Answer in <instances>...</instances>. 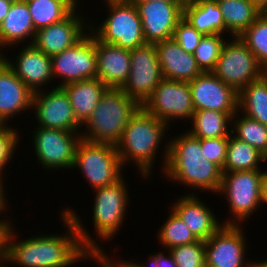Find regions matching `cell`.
<instances>
[{
	"instance_id": "obj_54",
	"label": "cell",
	"mask_w": 267,
	"mask_h": 267,
	"mask_svg": "<svg viewBox=\"0 0 267 267\" xmlns=\"http://www.w3.org/2000/svg\"><path fill=\"white\" fill-rule=\"evenodd\" d=\"M264 76L267 78V69L264 70Z\"/></svg>"
},
{
	"instance_id": "obj_40",
	"label": "cell",
	"mask_w": 267,
	"mask_h": 267,
	"mask_svg": "<svg viewBox=\"0 0 267 267\" xmlns=\"http://www.w3.org/2000/svg\"><path fill=\"white\" fill-rule=\"evenodd\" d=\"M104 249L93 250L89 252L88 258L97 262L100 267H135L131 261L123 260L114 262L113 258H109Z\"/></svg>"
},
{
	"instance_id": "obj_37",
	"label": "cell",
	"mask_w": 267,
	"mask_h": 267,
	"mask_svg": "<svg viewBox=\"0 0 267 267\" xmlns=\"http://www.w3.org/2000/svg\"><path fill=\"white\" fill-rule=\"evenodd\" d=\"M203 36L204 35L198 32L183 16L177 23L173 39L184 51L193 54Z\"/></svg>"
},
{
	"instance_id": "obj_23",
	"label": "cell",
	"mask_w": 267,
	"mask_h": 267,
	"mask_svg": "<svg viewBox=\"0 0 267 267\" xmlns=\"http://www.w3.org/2000/svg\"><path fill=\"white\" fill-rule=\"evenodd\" d=\"M33 92L7 63L0 67V119L6 124L14 115L32 108Z\"/></svg>"
},
{
	"instance_id": "obj_44",
	"label": "cell",
	"mask_w": 267,
	"mask_h": 267,
	"mask_svg": "<svg viewBox=\"0 0 267 267\" xmlns=\"http://www.w3.org/2000/svg\"><path fill=\"white\" fill-rule=\"evenodd\" d=\"M4 178H2V176H0V213H4L3 211H5L7 209V205H8V200H6L7 198H5V190H4V183H2L4 180Z\"/></svg>"
},
{
	"instance_id": "obj_25",
	"label": "cell",
	"mask_w": 267,
	"mask_h": 267,
	"mask_svg": "<svg viewBox=\"0 0 267 267\" xmlns=\"http://www.w3.org/2000/svg\"><path fill=\"white\" fill-rule=\"evenodd\" d=\"M63 88L69 96L75 117L82 126L92 116L102 95L108 89L98 78L71 83Z\"/></svg>"
},
{
	"instance_id": "obj_38",
	"label": "cell",
	"mask_w": 267,
	"mask_h": 267,
	"mask_svg": "<svg viewBox=\"0 0 267 267\" xmlns=\"http://www.w3.org/2000/svg\"><path fill=\"white\" fill-rule=\"evenodd\" d=\"M228 140L229 137L201 139L202 155L216 164L222 172L227 158Z\"/></svg>"
},
{
	"instance_id": "obj_3",
	"label": "cell",
	"mask_w": 267,
	"mask_h": 267,
	"mask_svg": "<svg viewBox=\"0 0 267 267\" xmlns=\"http://www.w3.org/2000/svg\"><path fill=\"white\" fill-rule=\"evenodd\" d=\"M169 127L141 106L128 122L120 141L116 144L123 166L131 161L135 163L142 177H151L156 153Z\"/></svg>"
},
{
	"instance_id": "obj_10",
	"label": "cell",
	"mask_w": 267,
	"mask_h": 267,
	"mask_svg": "<svg viewBox=\"0 0 267 267\" xmlns=\"http://www.w3.org/2000/svg\"><path fill=\"white\" fill-rule=\"evenodd\" d=\"M32 133L35 156L47 170L73 169L75 150L81 140V132L65 131L37 126Z\"/></svg>"
},
{
	"instance_id": "obj_1",
	"label": "cell",
	"mask_w": 267,
	"mask_h": 267,
	"mask_svg": "<svg viewBox=\"0 0 267 267\" xmlns=\"http://www.w3.org/2000/svg\"><path fill=\"white\" fill-rule=\"evenodd\" d=\"M61 215L63 225L68 229L62 235H35L19 241L15 239V229L11 226L7 236L5 264L12 265L11 267H70L79 260L90 261L89 252L102 249L100 243L91 238V234L84 228L82 218L74 209L67 207Z\"/></svg>"
},
{
	"instance_id": "obj_45",
	"label": "cell",
	"mask_w": 267,
	"mask_h": 267,
	"mask_svg": "<svg viewBox=\"0 0 267 267\" xmlns=\"http://www.w3.org/2000/svg\"><path fill=\"white\" fill-rule=\"evenodd\" d=\"M11 5L12 2L6 0H0V23L5 19Z\"/></svg>"
},
{
	"instance_id": "obj_2",
	"label": "cell",
	"mask_w": 267,
	"mask_h": 267,
	"mask_svg": "<svg viewBox=\"0 0 267 267\" xmlns=\"http://www.w3.org/2000/svg\"><path fill=\"white\" fill-rule=\"evenodd\" d=\"M174 138L163 149L162 173L177 184L217 194L223 172L202 155L201 139L192 136L187 130Z\"/></svg>"
},
{
	"instance_id": "obj_52",
	"label": "cell",
	"mask_w": 267,
	"mask_h": 267,
	"mask_svg": "<svg viewBox=\"0 0 267 267\" xmlns=\"http://www.w3.org/2000/svg\"><path fill=\"white\" fill-rule=\"evenodd\" d=\"M5 262H3V263H0V267H10V266H7L8 264H4Z\"/></svg>"
},
{
	"instance_id": "obj_33",
	"label": "cell",
	"mask_w": 267,
	"mask_h": 267,
	"mask_svg": "<svg viewBox=\"0 0 267 267\" xmlns=\"http://www.w3.org/2000/svg\"><path fill=\"white\" fill-rule=\"evenodd\" d=\"M170 211V216L166 218L167 220H165V223L163 222L162 227H159L157 233L159 243L168 250L172 247L198 241L181 218H179L172 210Z\"/></svg>"
},
{
	"instance_id": "obj_29",
	"label": "cell",
	"mask_w": 267,
	"mask_h": 267,
	"mask_svg": "<svg viewBox=\"0 0 267 267\" xmlns=\"http://www.w3.org/2000/svg\"><path fill=\"white\" fill-rule=\"evenodd\" d=\"M238 111L267 125V78L264 75L238 93Z\"/></svg>"
},
{
	"instance_id": "obj_16",
	"label": "cell",
	"mask_w": 267,
	"mask_h": 267,
	"mask_svg": "<svg viewBox=\"0 0 267 267\" xmlns=\"http://www.w3.org/2000/svg\"><path fill=\"white\" fill-rule=\"evenodd\" d=\"M142 21L146 43L157 44L173 38L178 21L183 17L186 4L155 1H133Z\"/></svg>"
},
{
	"instance_id": "obj_50",
	"label": "cell",
	"mask_w": 267,
	"mask_h": 267,
	"mask_svg": "<svg viewBox=\"0 0 267 267\" xmlns=\"http://www.w3.org/2000/svg\"><path fill=\"white\" fill-rule=\"evenodd\" d=\"M64 1H66L74 10L76 9H78L77 8V5H79L78 3H79V0H64Z\"/></svg>"
},
{
	"instance_id": "obj_9",
	"label": "cell",
	"mask_w": 267,
	"mask_h": 267,
	"mask_svg": "<svg viewBox=\"0 0 267 267\" xmlns=\"http://www.w3.org/2000/svg\"><path fill=\"white\" fill-rule=\"evenodd\" d=\"M122 177L119 181L94 189L96 193L93 204L92 221L96 235L100 240L116 236L121 228L129 203L127 185Z\"/></svg>"
},
{
	"instance_id": "obj_27",
	"label": "cell",
	"mask_w": 267,
	"mask_h": 267,
	"mask_svg": "<svg viewBox=\"0 0 267 267\" xmlns=\"http://www.w3.org/2000/svg\"><path fill=\"white\" fill-rule=\"evenodd\" d=\"M235 114L210 109L195 110L191 119L192 127L188 132L199 139L229 137L232 129L229 125H232Z\"/></svg>"
},
{
	"instance_id": "obj_53",
	"label": "cell",
	"mask_w": 267,
	"mask_h": 267,
	"mask_svg": "<svg viewBox=\"0 0 267 267\" xmlns=\"http://www.w3.org/2000/svg\"><path fill=\"white\" fill-rule=\"evenodd\" d=\"M6 1H9V2H18V1H21V0H6Z\"/></svg>"
},
{
	"instance_id": "obj_30",
	"label": "cell",
	"mask_w": 267,
	"mask_h": 267,
	"mask_svg": "<svg viewBox=\"0 0 267 267\" xmlns=\"http://www.w3.org/2000/svg\"><path fill=\"white\" fill-rule=\"evenodd\" d=\"M263 161H267V158L256 148L230 134L223 173L261 170L260 163Z\"/></svg>"
},
{
	"instance_id": "obj_13",
	"label": "cell",
	"mask_w": 267,
	"mask_h": 267,
	"mask_svg": "<svg viewBox=\"0 0 267 267\" xmlns=\"http://www.w3.org/2000/svg\"><path fill=\"white\" fill-rule=\"evenodd\" d=\"M142 107L170 126L176 119L191 120L194 107L188 82L163 78Z\"/></svg>"
},
{
	"instance_id": "obj_15",
	"label": "cell",
	"mask_w": 267,
	"mask_h": 267,
	"mask_svg": "<svg viewBox=\"0 0 267 267\" xmlns=\"http://www.w3.org/2000/svg\"><path fill=\"white\" fill-rule=\"evenodd\" d=\"M242 225L223 224L205 241L206 267H250ZM245 261L247 263H245Z\"/></svg>"
},
{
	"instance_id": "obj_12",
	"label": "cell",
	"mask_w": 267,
	"mask_h": 267,
	"mask_svg": "<svg viewBox=\"0 0 267 267\" xmlns=\"http://www.w3.org/2000/svg\"><path fill=\"white\" fill-rule=\"evenodd\" d=\"M130 58V74L120 89L142 106L163 79L157 48L145 43L130 50Z\"/></svg>"
},
{
	"instance_id": "obj_42",
	"label": "cell",
	"mask_w": 267,
	"mask_h": 267,
	"mask_svg": "<svg viewBox=\"0 0 267 267\" xmlns=\"http://www.w3.org/2000/svg\"><path fill=\"white\" fill-rule=\"evenodd\" d=\"M12 225L13 223L9 220H0V263L6 261L7 236Z\"/></svg>"
},
{
	"instance_id": "obj_48",
	"label": "cell",
	"mask_w": 267,
	"mask_h": 267,
	"mask_svg": "<svg viewBox=\"0 0 267 267\" xmlns=\"http://www.w3.org/2000/svg\"><path fill=\"white\" fill-rule=\"evenodd\" d=\"M2 48H3L2 51H4L6 47L2 44L1 39H0V67L4 66L7 63V58L9 59V57L5 56L4 54L3 55L1 54Z\"/></svg>"
},
{
	"instance_id": "obj_49",
	"label": "cell",
	"mask_w": 267,
	"mask_h": 267,
	"mask_svg": "<svg viewBox=\"0 0 267 267\" xmlns=\"http://www.w3.org/2000/svg\"><path fill=\"white\" fill-rule=\"evenodd\" d=\"M250 267H267V260L252 262Z\"/></svg>"
},
{
	"instance_id": "obj_8",
	"label": "cell",
	"mask_w": 267,
	"mask_h": 267,
	"mask_svg": "<svg viewBox=\"0 0 267 267\" xmlns=\"http://www.w3.org/2000/svg\"><path fill=\"white\" fill-rule=\"evenodd\" d=\"M253 52L239 37L226 41L212 73L236 92L264 75Z\"/></svg>"
},
{
	"instance_id": "obj_46",
	"label": "cell",
	"mask_w": 267,
	"mask_h": 267,
	"mask_svg": "<svg viewBox=\"0 0 267 267\" xmlns=\"http://www.w3.org/2000/svg\"><path fill=\"white\" fill-rule=\"evenodd\" d=\"M261 13L267 12V0H250Z\"/></svg>"
},
{
	"instance_id": "obj_28",
	"label": "cell",
	"mask_w": 267,
	"mask_h": 267,
	"mask_svg": "<svg viewBox=\"0 0 267 267\" xmlns=\"http://www.w3.org/2000/svg\"><path fill=\"white\" fill-rule=\"evenodd\" d=\"M225 28L231 37H239L261 14L250 0H217Z\"/></svg>"
},
{
	"instance_id": "obj_36",
	"label": "cell",
	"mask_w": 267,
	"mask_h": 267,
	"mask_svg": "<svg viewBox=\"0 0 267 267\" xmlns=\"http://www.w3.org/2000/svg\"><path fill=\"white\" fill-rule=\"evenodd\" d=\"M168 250L177 267H206L204 240L172 247Z\"/></svg>"
},
{
	"instance_id": "obj_34",
	"label": "cell",
	"mask_w": 267,
	"mask_h": 267,
	"mask_svg": "<svg viewBox=\"0 0 267 267\" xmlns=\"http://www.w3.org/2000/svg\"><path fill=\"white\" fill-rule=\"evenodd\" d=\"M239 38L253 52L259 64L267 69V13H261Z\"/></svg>"
},
{
	"instance_id": "obj_14",
	"label": "cell",
	"mask_w": 267,
	"mask_h": 267,
	"mask_svg": "<svg viewBox=\"0 0 267 267\" xmlns=\"http://www.w3.org/2000/svg\"><path fill=\"white\" fill-rule=\"evenodd\" d=\"M33 114L38 126L72 132H81L83 127L76 119L70 99L63 87H53L50 91L34 92Z\"/></svg>"
},
{
	"instance_id": "obj_26",
	"label": "cell",
	"mask_w": 267,
	"mask_h": 267,
	"mask_svg": "<svg viewBox=\"0 0 267 267\" xmlns=\"http://www.w3.org/2000/svg\"><path fill=\"white\" fill-rule=\"evenodd\" d=\"M183 16L203 35L227 32L217 0H189Z\"/></svg>"
},
{
	"instance_id": "obj_35",
	"label": "cell",
	"mask_w": 267,
	"mask_h": 267,
	"mask_svg": "<svg viewBox=\"0 0 267 267\" xmlns=\"http://www.w3.org/2000/svg\"><path fill=\"white\" fill-rule=\"evenodd\" d=\"M223 34L204 35L193 53L202 72H212L226 42Z\"/></svg>"
},
{
	"instance_id": "obj_39",
	"label": "cell",
	"mask_w": 267,
	"mask_h": 267,
	"mask_svg": "<svg viewBox=\"0 0 267 267\" xmlns=\"http://www.w3.org/2000/svg\"><path fill=\"white\" fill-rule=\"evenodd\" d=\"M19 133L17 129L11 128L8 124L0 131V176H3L4 168L15 154V149L20 142Z\"/></svg>"
},
{
	"instance_id": "obj_19",
	"label": "cell",
	"mask_w": 267,
	"mask_h": 267,
	"mask_svg": "<svg viewBox=\"0 0 267 267\" xmlns=\"http://www.w3.org/2000/svg\"><path fill=\"white\" fill-rule=\"evenodd\" d=\"M24 46L23 48L21 47L15 63L7 59V65L33 93L41 91L42 88L45 90V85L51 83L54 78L51 57L40 51L33 44Z\"/></svg>"
},
{
	"instance_id": "obj_31",
	"label": "cell",
	"mask_w": 267,
	"mask_h": 267,
	"mask_svg": "<svg viewBox=\"0 0 267 267\" xmlns=\"http://www.w3.org/2000/svg\"><path fill=\"white\" fill-rule=\"evenodd\" d=\"M36 31L67 18L74 9L64 0L26 2Z\"/></svg>"
},
{
	"instance_id": "obj_6",
	"label": "cell",
	"mask_w": 267,
	"mask_h": 267,
	"mask_svg": "<svg viewBox=\"0 0 267 267\" xmlns=\"http://www.w3.org/2000/svg\"><path fill=\"white\" fill-rule=\"evenodd\" d=\"M123 167L115 145L94 143L84 139L78 142L73 168L82 171L92 189L119 181L122 178Z\"/></svg>"
},
{
	"instance_id": "obj_22",
	"label": "cell",
	"mask_w": 267,
	"mask_h": 267,
	"mask_svg": "<svg viewBox=\"0 0 267 267\" xmlns=\"http://www.w3.org/2000/svg\"><path fill=\"white\" fill-rule=\"evenodd\" d=\"M163 78L190 82L203 72L193 54L184 51L172 38L155 44Z\"/></svg>"
},
{
	"instance_id": "obj_18",
	"label": "cell",
	"mask_w": 267,
	"mask_h": 267,
	"mask_svg": "<svg viewBox=\"0 0 267 267\" xmlns=\"http://www.w3.org/2000/svg\"><path fill=\"white\" fill-rule=\"evenodd\" d=\"M188 83L194 110L210 109L224 113L238 111V92L212 72H203Z\"/></svg>"
},
{
	"instance_id": "obj_43",
	"label": "cell",
	"mask_w": 267,
	"mask_h": 267,
	"mask_svg": "<svg viewBox=\"0 0 267 267\" xmlns=\"http://www.w3.org/2000/svg\"><path fill=\"white\" fill-rule=\"evenodd\" d=\"M260 201L261 204H267V171H263V169H262Z\"/></svg>"
},
{
	"instance_id": "obj_17",
	"label": "cell",
	"mask_w": 267,
	"mask_h": 267,
	"mask_svg": "<svg viewBox=\"0 0 267 267\" xmlns=\"http://www.w3.org/2000/svg\"><path fill=\"white\" fill-rule=\"evenodd\" d=\"M76 11L64 20L36 31L32 44L50 57L76 45L90 31V25L84 22L86 18Z\"/></svg>"
},
{
	"instance_id": "obj_32",
	"label": "cell",
	"mask_w": 267,
	"mask_h": 267,
	"mask_svg": "<svg viewBox=\"0 0 267 267\" xmlns=\"http://www.w3.org/2000/svg\"><path fill=\"white\" fill-rule=\"evenodd\" d=\"M239 112V113H238ZM240 111L232 117L231 133L238 139L250 144L267 158V125H264ZM242 116V117H241ZM235 122V123H234Z\"/></svg>"
},
{
	"instance_id": "obj_47",
	"label": "cell",
	"mask_w": 267,
	"mask_h": 267,
	"mask_svg": "<svg viewBox=\"0 0 267 267\" xmlns=\"http://www.w3.org/2000/svg\"><path fill=\"white\" fill-rule=\"evenodd\" d=\"M131 1H155V2H169V3H176V4H187L189 0H131Z\"/></svg>"
},
{
	"instance_id": "obj_11",
	"label": "cell",
	"mask_w": 267,
	"mask_h": 267,
	"mask_svg": "<svg viewBox=\"0 0 267 267\" xmlns=\"http://www.w3.org/2000/svg\"><path fill=\"white\" fill-rule=\"evenodd\" d=\"M52 74L62 80L58 87L71 83L93 79L97 76L95 36L92 32L76 45L51 57ZM62 78V79H61Z\"/></svg>"
},
{
	"instance_id": "obj_7",
	"label": "cell",
	"mask_w": 267,
	"mask_h": 267,
	"mask_svg": "<svg viewBox=\"0 0 267 267\" xmlns=\"http://www.w3.org/2000/svg\"><path fill=\"white\" fill-rule=\"evenodd\" d=\"M261 181V170L222 173L221 185L217 193L221 196L225 195L231 217L233 216L224 224L240 225L241 221L244 223L246 218L254 215L261 206Z\"/></svg>"
},
{
	"instance_id": "obj_24",
	"label": "cell",
	"mask_w": 267,
	"mask_h": 267,
	"mask_svg": "<svg viewBox=\"0 0 267 267\" xmlns=\"http://www.w3.org/2000/svg\"><path fill=\"white\" fill-rule=\"evenodd\" d=\"M36 30L27 3L24 1L13 2L5 19L1 22L0 39L8 49L19 45L23 40L32 44ZM10 46V47H9Z\"/></svg>"
},
{
	"instance_id": "obj_20",
	"label": "cell",
	"mask_w": 267,
	"mask_h": 267,
	"mask_svg": "<svg viewBox=\"0 0 267 267\" xmlns=\"http://www.w3.org/2000/svg\"><path fill=\"white\" fill-rule=\"evenodd\" d=\"M97 76L108 88H121L131 68L130 50L99 41L95 37Z\"/></svg>"
},
{
	"instance_id": "obj_41",
	"label": "cell",
	"mask_w": 267,
	"mask_h": 267,
	"mask_svg": "<svg viewBox=\"0 0 267 267\" xmlns=\"http://www.w3.org/2000/svg\"><path fill=\"white\" fill-rule=\"evenodd\" d=\"M168 254V255H167ZM167 254L164 252L163 253H157V254H151L149 257V265H151V267H177L173 256L171 255V253L167 252ZM166 255V256H165ZM135 267H147L144 264L140 265L139 263H135L133 261H131ZM149 267V266H148Z\"/></svg>"
},
{
	"instance_id": "obj_51",
	"label": "cell",
	"mask_w": 267,
	"mask_h": 267,
	"mask_svg": "<svg viewBox=\"0 0 267 267\" xmlns=\"http://www.w3.org/2000/svg\"><path fill=\"white\" fill-rule=\"evenodd\" d=\"M7 124L0 119V131L6 126Z\"/></svg>"
},
{
	"instance_id": "obj_5",
	"label": "cell",
	"mask_w": 267,
	"mask_h": 267,
	"mask_svg": "<svg viewBox=\"0 0 267 267\" xmlns=\"http://www.w3.org/2000/svg\"><path fill=\"white\" fill-rule=\"evenodd\" d=\"M107 4L108 17L94 26L90 32L101 42L132 50L145 44L142 21L138 9L131 0H103ZM96 29V30H95Z\"/></svg>"
},
{
	"instance_id": "obj_4",
	"label": "cell",
	"mask_w": 267,
	"mask_h": 267,
	"mask_svg": "<svg viewBox=\"0 0 267 267\" xmlns=\"http://www.w3.org/2000/svg\"><path fill=\"white\" fill-rule=\"evenodd\" d=\"M141 105L120 88H108L92 116L84 123L81 139L94 143L116 144Z\"/></svg>"
},
{
	"instance_id": "obj_21",
	"label": "cell",
	"mask_w": 267,
	"mask_h": 267,
	"mask_svg": "<svg viewBox=\"0 0 267 267\" xmlns=\"http://www.w3.org/2000/svg\"><path fill=\"white\" fill-rule=\"evenodd\" d=\"M186 194L188 195L177 199L178 201L173 204L171 210L181 218L198 240L206 241L224 222L219 223L212 209L206 206L196 194Z\"/></svg>"
}]
</instances>
